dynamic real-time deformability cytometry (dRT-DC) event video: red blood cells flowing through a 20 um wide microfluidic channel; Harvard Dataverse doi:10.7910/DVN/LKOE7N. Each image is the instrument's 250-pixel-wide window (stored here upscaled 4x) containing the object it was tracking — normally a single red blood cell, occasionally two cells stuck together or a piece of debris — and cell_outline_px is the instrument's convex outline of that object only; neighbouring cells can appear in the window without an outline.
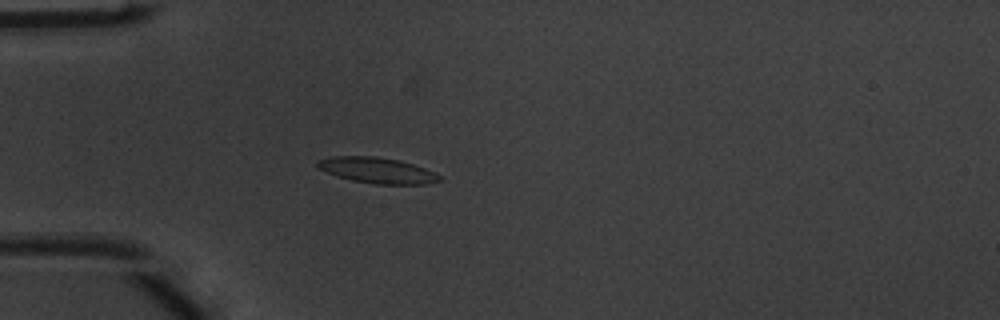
{"species": "common noctule bat (a hibernating species)", "species_latin": "Nyctalus noctula", "temperature_condition": "warm", "stored_images_in_passage": 51, "camera_frame_rate_fps": 3000, "um_per_image_px": 0.085, "animal": {"sex": "male", "body_mass_g": 20.1, "forearm_length_mm": 53.5}, "frame": {"image": 1, "passage_image": 15, "time_ms": 4.667, "image_size_px": [1000, 320], "cell_outline_px": [[440, 180], [424, 184], [376, 184], [352, 180], [336, 176], [320, 168], [316, 164], [316, 160], [332, 156], [376, 156], [400, 160], [436, 172], [440, 176]], "centroid_in_image_um": [32.05, 14.47], "position_along_channel_um": 53.0, "area_um2": 18.21}}
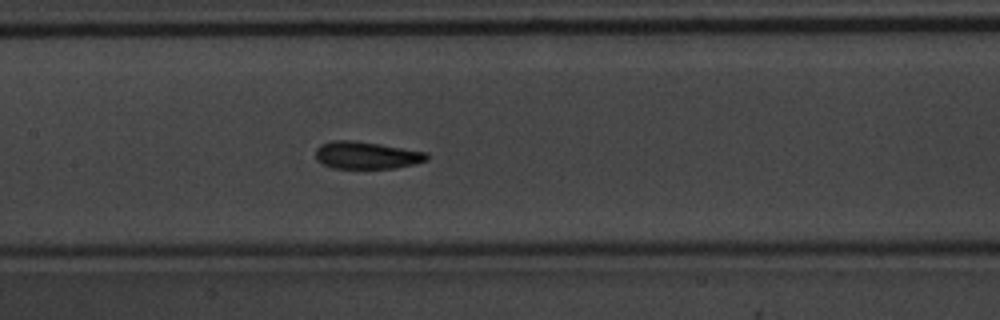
{"frame": {"image": 2, "passage_image": 25, "time_ms": 8.0, "image_size_px": [1000, 320], "cell_outline_px": [[428, 160], [416, 164], [396, 168], [332, 168], [316, 160], [316, 148], [320, 144], [332, 140], [352, 140], [380, 144], [428, 152]], "centroid_in_image_um": [31.17, 13.19], "position_along_channel_um": 176.2, "area_um2": 17.86}}
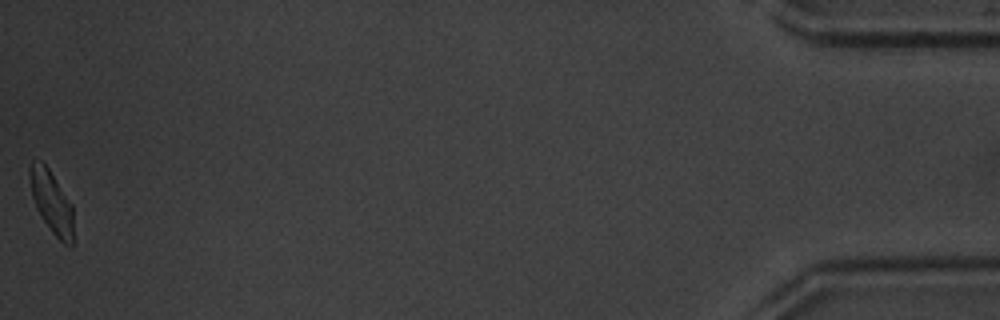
{"frame": {"image": 3, "passage_image": 51, "time_ms": 16.667, "image_size_px": [1000, 320], "cell_outline_px": [[72, 244], [64, 244], [52, 232], [40, 216], [36, 208], [32, 196], [28, 176], [28, 168], [32, 160], [40, 160], [48, 168], [72, 204]], "centroid_in_image_um": [4.33, 17.12], "position_along_channel_um": 430.9, "area_um2": 15.78}, "authors_computed_cell_mechanics": {"area_um2": 17.2822, "velocity_mm_per_s": 4.0044, "shape_relaxation_time_tau1_ms": 2.1241, "shape_relaxation_time_tau2_ms": 1.3494, "deformation_change_tau1": 0.1117, "deformation_change_tau2": 0.0596}}